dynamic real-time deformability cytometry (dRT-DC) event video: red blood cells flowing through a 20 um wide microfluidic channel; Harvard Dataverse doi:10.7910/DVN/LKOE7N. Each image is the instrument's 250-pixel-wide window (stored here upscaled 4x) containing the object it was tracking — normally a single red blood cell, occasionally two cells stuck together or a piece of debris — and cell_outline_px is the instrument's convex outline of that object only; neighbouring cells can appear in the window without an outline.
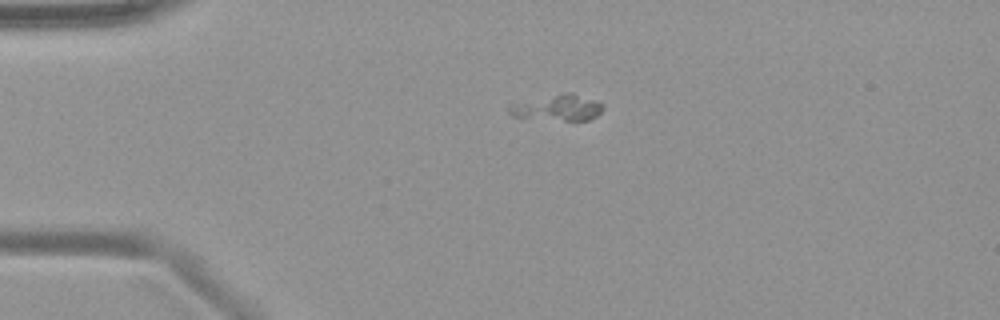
{"species": "common noctule bat (a hibernating species)", "species_latin": "Nyctalus noctula", "temperature_condition": "warm", "stored_images_in_passage": 42, "camera_frame_rate_fps": 3000, "um_per_image_px": 0.085, "animal": {"sex": "female", "body_mass_g": 19.9}, "frame": {"image": 1, "passage_image": 1, "time_ms": 0.0, "image_size_px": [1000, 320], "cell_outline_px": [[604, 108], [596, 116], [588, 120], [564, 120], [512, 116], [508, 112], [508, 104], [564, 92], [572, 92], [596, 100], [604, 104]], "centroid_in_image_um": [47.42, 9.13], "position_along_channel_um": 37.6, "area_um2": 14.22}}
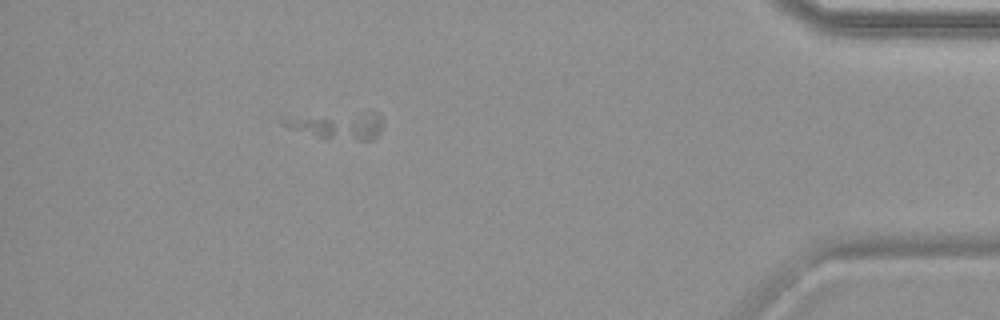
{"frame": {"image": 2, "passage_image": 36, "time_ms": 11.667, "image_size_px": [1000, 320], "cell_outline_px": [[380, 132], [372, 140], [324, 140], [288, 128], [280, 124], [280, 120], [372, 112], [376, 112], [380, 116]], "centroid_in_image_um": [28.74, 10.75], "position_along_channel_um": 406.5, "area_um2": 14.91}}